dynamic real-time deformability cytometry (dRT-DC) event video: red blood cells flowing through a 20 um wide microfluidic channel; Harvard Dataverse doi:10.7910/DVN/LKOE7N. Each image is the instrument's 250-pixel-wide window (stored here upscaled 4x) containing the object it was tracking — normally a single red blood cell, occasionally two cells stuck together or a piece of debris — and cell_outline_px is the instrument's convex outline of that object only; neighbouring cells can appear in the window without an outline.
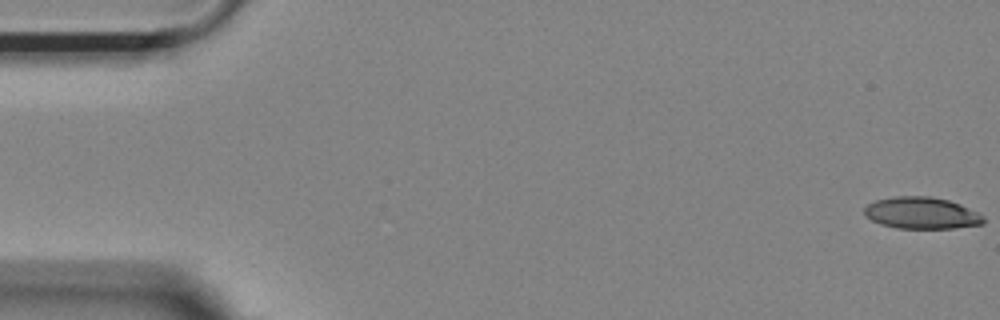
{"species": "Egyptian fruit bat (a non-hibernating species)", "species_latin": "Rousettus aegyptiacus", "temperature_condition": "room temperature", "stored_images_in_passage": 54, "camera_frame_rate_fps": 3000, "um_per_image_px": 0.085, "animal": {"sex": "female"}, "frame": {"image": 1, "passage_image": 1, "time_ms": 0.0, "image_size_px": [1000, 320], "cell_outline_px": [[984, 224], [956, 228], [896, 228], [880, 224], [872, 220], [864, 212], [864, 208], [868, 204], [876, 200], [896, 196], [928, 196], [948, 200], [960, 204], [980, 212], [984, 216]], "centroid_in_image_um": [78.38, 18.11], "position_along_channel_um": 6.6, "area_um2": 22.08}}
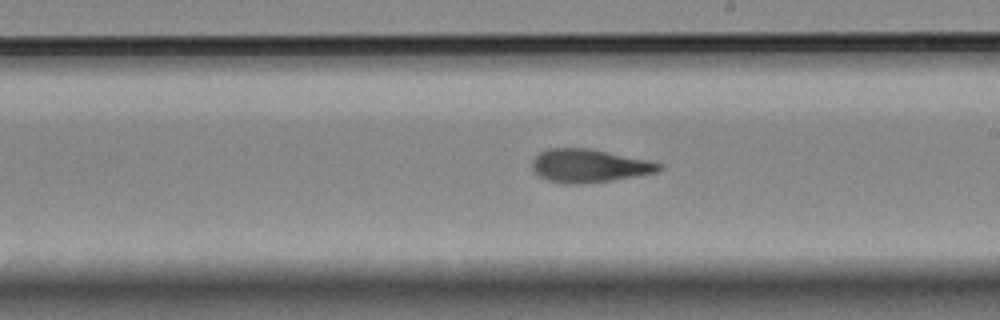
{"frame": {"image": 2, "passage_image": 31, "time_ms": 10.0, "image_size_px": [1000, 320], "cell_outline_px": [[664, 168], [656, 172], [636, 176], [612, 180], [584, 184], [564, 184], [548, 180], [540, 176], [532, 168], [532, 160], [540, 152], [548, 148], [588, 148], [652, 160], [664, 164]], "centroid_in_image_um": [50.12, 14.09], "position_along_channel_um": 238.9, "area_um2": 24.8}}
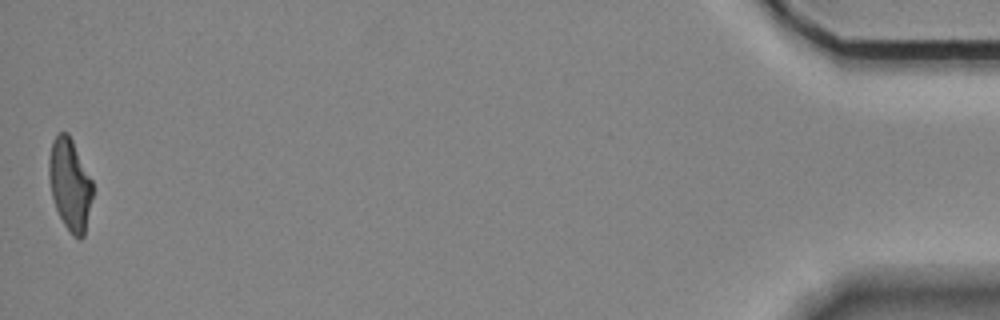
{"frame": {"image": 3, "passage_image": 54, "time_ms": 17.667, "image_size_px": [1000, 320], "cell_outline_px": [[92, 196], [84, 236], [80, 240], [72, 236], [64, 224], [56, 208], [52, 196], [48, 176], [48, 160], [52, 140], [60, 132], [68, 132], [92, 180]], "centroid_in_image_um": [5.93, 15.68], "position_along_channel_um": 429.3, "area_um2": 23.24}, "authors_computed_cell_mechanics": {"area_um2": 24.0159, "velocity_mm_per_s": 3.7015, "shape_relaxation_time_tau1_ms": null, "shape_relaxation_time_tau2_ms": 2.7419, "deformation_change_tau1": null, "deformation_change_tau2": 0.1146}}